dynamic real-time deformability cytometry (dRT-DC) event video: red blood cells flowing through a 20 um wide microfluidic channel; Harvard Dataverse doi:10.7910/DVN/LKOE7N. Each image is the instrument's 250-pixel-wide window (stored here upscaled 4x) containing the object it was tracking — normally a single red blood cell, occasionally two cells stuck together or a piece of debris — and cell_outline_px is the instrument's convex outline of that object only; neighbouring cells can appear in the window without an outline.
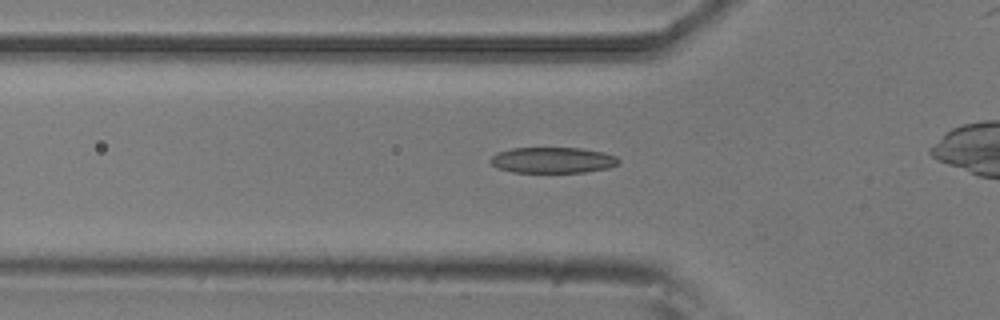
{"species": "common noctule bat (a hibernating species)", "species_latin": "Nyctalus noctula", "temperature_condition": "room temperature", "stored_images_in_passage": 31, "camera_frame_rate_fps": 3000, "um_per_image_px": 0.085, "animal": {"sex": "male", "body_mass_g": 20.5, "forearm_length_mm": 52.5}, "frame": {"image": 1, "passage_image": 3, "time_ms": 0.667, "image_size_px": [1000, 320], "cell_outline_px": [[620, 160], [616, 164], [608, 168], [584, 172], [512, 172], [496, 168], [488, 160], [496, 152], [512, 148], [580, 148], [604, 152], [616, 156]], "centroid_in_image_um": [46.94, 13.61], "position_along_channel_um": 78.9, "area_um2": 19.36}}
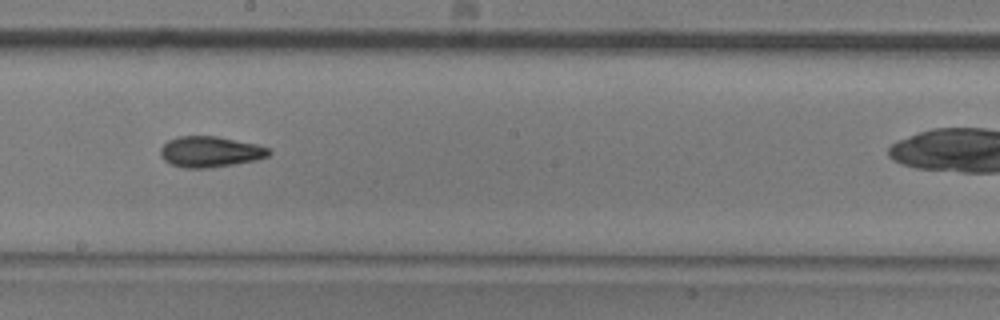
{"frame": {"image": 2, "passage_image": 15, "time_ms": 4.667, "image_size_px": [1000, 320], "cell_outline_px": [[272, 152], [268, 156], [256, 160], [208, 168], [184, 168], [172, 164], [164, 160], [160, 156], [160, 148], [168, 140], [176, 136], [216, 136], [256, 144], [268, 148]], "centroid_in_image_um": [17.84, 12.89], "position_along_channel_um": 230.4, "area_um2": 19.42}}
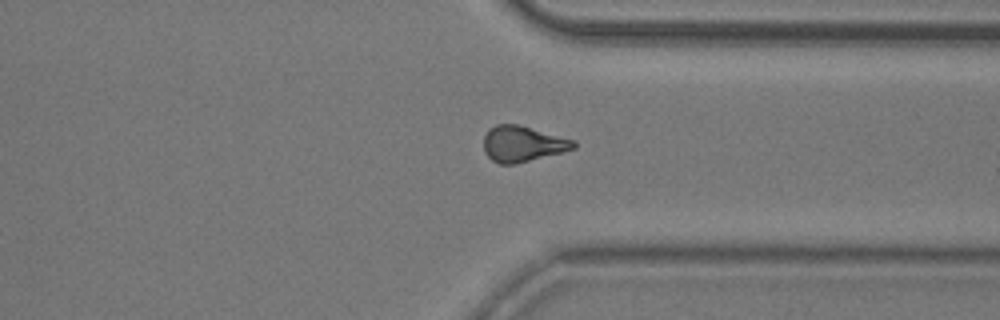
{"frame": {"image": 3, "passage_image": 26, "time_ms": 8.333, "image_size_px": [1000, 320], "cell_outline_px": [[576, 148], [564, 152], [516, 164], [500, 164], [492, 160], [484, 152], [484, 136], [488, 128], [496, 124], [520, 124], [576, 140]], "centroid_in_image_um": [44.44, 12.22], "position_along_channel_um": 367.0, "area_um2": 19.13}}